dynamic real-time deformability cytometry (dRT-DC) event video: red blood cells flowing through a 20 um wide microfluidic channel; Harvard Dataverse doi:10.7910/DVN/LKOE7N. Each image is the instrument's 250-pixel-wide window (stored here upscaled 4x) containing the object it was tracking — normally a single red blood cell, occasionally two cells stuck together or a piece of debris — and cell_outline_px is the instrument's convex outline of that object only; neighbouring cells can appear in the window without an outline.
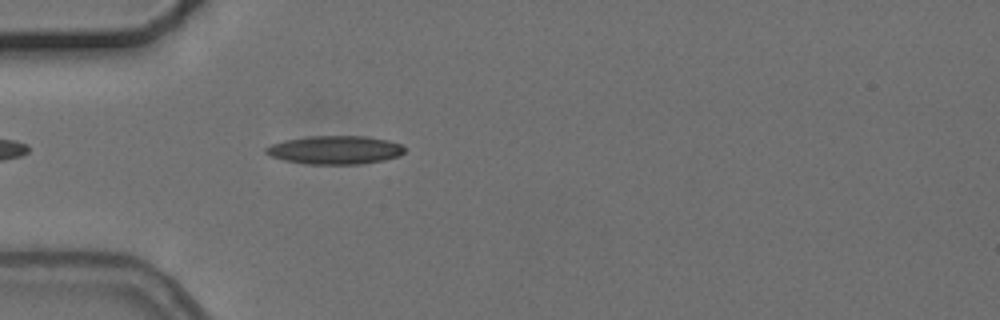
{"species": "common noctule bat (a hibernating species)", "species_latin": "Nyctalus noctula", "temperature_condition": "cold", "stored_images_in_passage": 1, "camera_frame_rate_fps": 3000, "um_per_image_px": 0.085, "animal": {"sex": "female", "body_mass_g": 24.6, "forearm_length_mm": 56.2}, "frame": {"image": 1, "passage_image": 1, "time_ms": 0.0, "image_size_px": [1000, 320], "cell_outline_px": [[404, 152], [400, 156], [384, 160], [360, 164], [308, 164], [284, 160], [272, 156], [264, 152], [264, 148], [272, 144], [284, 140], [308, 136], [368, 136], [388, 140], [400, 144], [404, 148]], "centroid_in_image_um": [28.48, 12.74], "position_along_channel_um": 56.5, "area_um2": 23.0}}